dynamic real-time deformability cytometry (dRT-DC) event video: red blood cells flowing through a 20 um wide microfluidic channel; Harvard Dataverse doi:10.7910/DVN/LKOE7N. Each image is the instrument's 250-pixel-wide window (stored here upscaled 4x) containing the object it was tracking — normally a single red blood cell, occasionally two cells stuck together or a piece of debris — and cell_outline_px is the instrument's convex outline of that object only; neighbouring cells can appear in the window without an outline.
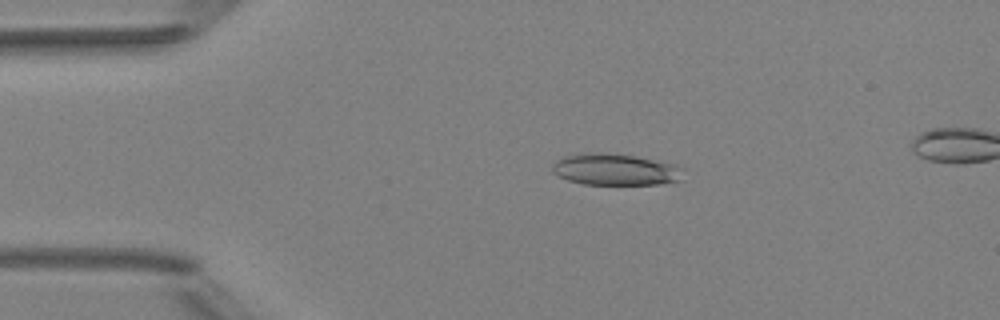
{"species": "Egyptian fruit bat (a non-hibernating species)", "species_latin": "Rousettus aegyptiacus", "temperature_condition": "room temperature", "stored_images_in_passage": 4, "camera_frame_rate_fps": 3000, "um_per_image_px": 0.085, "animal": {"sex": "female"}, "frame": {"image": 1, "passage_image": 3, "time_ms": 2.333, "image_size_px": [1000, 320], "cell_outline_px": [[684, 180], [656, 184], [584, 184], [568, 180], [552, 172], [552, 164], [556, 160], [564, 156], [584, 152], [608, 152], [636, 156], [676, 164], [684, 168]], "centroid_in_image_um": [52.34, 14.39], "position_along_channel_um": 32.7, "area_um2": 24.51}}